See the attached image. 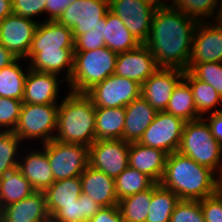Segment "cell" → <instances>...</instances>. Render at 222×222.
<instances>
[{
	"mask_svg": "<svg viewBox=\"0 0 222 222\" xmlns=\"http://www.w3.org/2000/svg\"><path fill=\"white\" fill-rule=\"evenodd\" d=\"M185 71L158 68L142 85L141 96L158 112L165 111L177 83Z\"/></svg>",
	"mask_w": 222,
	"mask_h": 222,
	"instance_id": "obj_16",
	"label": "cell"
},
{
	"mask_svg": "<svg viewBox=\"0 0 222 222\" xmlns=\"http://www.w3.org/2000/svg\"><path fill=\"white\" fill-rule=\"evenodd\" d=\"M186 121L166 111H158L153 122L138 141L141 145L160 149L167 155L177 152Z\"/></svg>",
	"mask_w": 222,
	"mask_h": 222,
	"instance_id": "obj_10",
	"label": "cell"
},
{
	"mask_svg": "<svg viewBox=\"0 0 222 222\" xmlns=\"http://www.w3.org/2000/svg\"><path fill=\"white\" fill-rule=\"evenodd\" d=\"M158 64L145 44L117 54L114 74L142 85L157 69Z\"/></svg>",
	"mask_w": 222,
	"mask_h": 222,
	"instance_id": "obj_17",
	"label": "cell"
},
{
	"mask_svg": "<svg viewBox=\"0 0 222 222\" xmlns=\"http://www.w3.org/2000/svg\"><path fill=\"white\" fill-rule=\"evenodd\" d=\"M220 2L221 3L218 5V12L215 16V22H217L216 24L222 28V0H220Z\"/></svg>",
	"mask_w": 222,
	"mask_h": 222,
	"instance_id": "obj_49",
	"label": "cell"
},
{
	"mask_svg": "<svg viewBox=\"0 0 222 222\" xmlns=\"http://www.w3.org/2000/svg\"><path fill=\"white\" fill-rule=\"evenodd\" d=\"M43 222H54V221H53L52 218L50 217V218H48L47 220H45V221H43Z\"/></svg>",
	"mask_w": 222,
	"mask_h": 222,
	"instance_id": "obj_52",
	"label": "cell"
},
{
	"mask_svg": "<svg viewBox=\"0 0 222 222\" xmlns=\"http://www.w3.org/2000/svg\"><path fill=\"white\" fill-rule=\"evenodd\" d=\"M29 68L39 72L60 74L65 68L66 82L74 69V39L72 30L57 20L38 23L27 58Z\"/></svg>",
	"mask_w": 222,
	"mask_h": 222,
	"instance_id": "obj_2",
	"label": "cell"
},
{
	"mask_svg": "<svg viewBox=\"0 0 222 222\" xmlns=\"http://www.w3.org/2000/svg\"><path fill=\"white\" fill-rule=\"evenodd\" d=\"M21 139L16 136L13 131L0 132V175L8 168L18 166L19 160L16 158L18 155L19 143ZM17 153V154H16Z\"/></svg>",
	"mask_w": 222,
	"mask_h": 222,
	"instance_id": "obj_36",
	"label": "cell"
},
{
	"mask_svg": "<svg viewBox=\"0 0 222 222\" xmlns=\"http://www.w3.org/2000/svg\"><path fill=\"white\" fill-rule=\"evenodd\" d=\"M215 176L214 171L177 151L167 155L159 184L172 190L180 200L200 201L216 193Z\"/></svg>",
	"mask_w": 222,
	"mask_h": 222,
	"instance_id": "obj_3",
	"label": "cell"
},
{
	"mask_svg": "<svg viewBox=\"0 0 222 222\" xmlns=\"http://www.w3.org/2000/svg\"><path fill=\"white\" fill-rule=\"evenodd\" d=\"M95 111L86 93L69 91L58 105L54 140L89 147L95 142Z\"/></svg>",
	"mask_w": 222,
	"mask_h": 222,
	"instance_id": "obj_4",
	"label": "cell"
},
{
	"mask_svg": "<svg viewBox=\"0 0 222 222\" xmlns=\"http://www.w3.org/2000/svg\"><path fill=\"white\" fill-rule=\"evenodd\" d=\"M38 23L16 14L7 16L0 21V43L15 57L26 58Z\"/></svg>",
	"mask_w": 222,
	"mask_h": 222,
	"instance_id": "obj_14",
	"label": "cell"
},
{
	"mask_svg": "<svg viewBox=\"0 0 222 222\" xmlns=\"http://www.w3.org/2000/svg\"><path fill=\"white\" fill-rule=\"evenodd\" d=\"M180 198L169 189L155 183L146 222H170L171 215Z\"/></svg>",
	"mask_w": 222,
	"mask_h": 222,
	"instance_id": "obj_29",
	"label": "cell"
},
{
	"mask_svg": "<svg viewBox=\"0 0 222 222\" xmlns=\"http://www.w3.org/2000/svg\"><path fill=\"white\" fill-rule=\"evenodd\" d=\"M123 140L138 142L153 122L157 111L142 97L134 99L125 107Z\"/></svg>",
	"mask_w": 222,
	"mask_h": 222,
	"instance_id": "obj_22",
	"label": "cell"
},
{
	"mask_svg": "<svg viewBox=\"0 0 222 222\" xmlns=\"http://www.w3.org/2000/svg\"><path fill=\"white\" fill-rule=\"evenodd\" d=\"M13 14L31 18L45 12L46 0H12Z\"/></svg>",
	"mask_w": 222,
	"mask_h": 222,
	"instance_id": "obj_41",
	"label": "cell"
},
{
	"mask_svg": "<svg viewBox=\"0 0 222 222\" xmlns=\"http://www.w3.org/2000/svg\"><path fill=\"white\" fill-rule=\"evenodd\" d=\"M178 152L214 172L217 168L222 172V145L203 118L185 123Z\"/></svg>",
	"mask_w": 222,
	"mask_h": 222,
	"instance_id": "obj_6",
	"label": "cell"
},
{
	"mask_svg": "<svg viewBox=\"0 0 222 222\" xmlns=\"http://www.w3.org/2000/svg\"><path fill=\"white\" fill-rule=\"evenodd\" d=\"M170 222H205L201 200H180L171 215Z\"/></svg>",
	"mask_w": 222,
	"mask_h": 222,
	"instance_id": "obj_38",
	"label": "cell"
},
{
	"mask_svg": "<svg viewBox=\"0 0 222 222\" xmlns=\"http://www.w3.org/2000/svg\"><path fill=\"white\" fill-rule=\"evenodd\" d=\"M219 0H171L172 8L178 9L198 22H206L207 17L214 15ZM172 4V5H171Z\"/></svg>",
	"mask_w": 222,
	"mask_h": 222,
	"instance_id": "obj_35",
	"label": "cell"
},
{
	"mask_svg": "<svg viewBox=\"0 0 222 222\" xmlns=\"http://www.w3.org/2000/svg\"><path fill=\"white\" fill-rule=\"evenodd\" d=\"M3 208L0 205V222H2Z\"/></svg>",
	"mask_w": 222,
	"mask_h": 222,
	"instance_id": "obj_51",
	"label": "cell"
},
{
	"mask_svg": "<svg viewBox=\"0 0 222 222\" xmlns=\"http://www.w3.org/2000/svg\"><path fill=\"white\" fill-rule=\"evenodd\" d=\"M22 104L18 99L0 97V128L4 127V131H14Z\"/></svg>",
	"mask_w": 222,
	"mask_h": 222,
	"instance_id": "obj_39",
	"label": "cell"
},
{
	"mask_svg": "<svg viewBox=\"0 0 222 222\" xmlns=\"http://www.w3.org/2000/svg\"><path fill=\"white\" fill-rule=\"evenodd\" d=\"M155 182L146 174L128 166L116 179L118 200L150 189Z\"/></svg>",
	"mask_w": 222,
	"mask_h": 222,
	"instance_id": "obj_34",
	"label": "cell"
},
{
	"mask_svg": "<svg viewBox=\"0 0 222 222\" xmlns=\"http://www.w3.org/2000/svg\"><path fill=\"white\" fill-rule=\"evenodd\" d=\"M167 154L152 147L130 142L128 153L129 166L146 174L155 183H160L165 170Z\"/></svg>",
	"mask_w": 222,
	"mask_h": 222,
	"instance_id": "obj_21",
	"label": "cell"
},
{
	"mask_svg": "<svg viewBox=\"0 0 222 222\" xmlns=\"http://www.w3.org/2000/svg\"><path fill=\"white\" fill-rule=\"evenodd\" d=\"M27 69L22 102L38 105L57 104L59 75L35 71L29 67Z\"/></svg>",
	"mask_w": 222,
	"mask_h": 222,
	"instance_id": "obj_18",
	"label": "cell"
},
{
	"mask_svg": "<svg viewBox=\"0 0 222 222\" xmlns=\"http://www.w3.org/2000/svg\"><path fill=\"white\" fill-rule=\"evenodd\" d=\"M54 181L80 176L89 165V147L51 140L43 144Z\"/></svg>",
	"mask_w": 222,
	"mask_h": 222,
	"instance_id": "obj_8",
	"label": "cell"
},
{
	"mask_svg": "<svg viewBox=\"0 0 222 222\" xmlns=\"http://www.w3.org/2000/svg\"><path fill=\"white\" fill-rule=\"evenodd\" d=\"M33 192L35 190L22 175L19 166L10 167L0 175V205L2 208L25 199Z\"/></svg>",
	"mask_w": 222,
	"mask_h": 222,
	"instance_id": "obj_26",
	"label": "cell"
},
{
	"mask_svg": "<svg viewBox=\"0 0 222 222\" xmlns=\"http://www.w3.org/2000/svg\"><path fill=\"white\" fill-rule=\"evenodd\" d=\"M86 94L95 107H125L141 96V85L129 78L113 74L95 84Z\"/></svg>",
	"mask_w": 222,
	"mask_h": 222,
	"instance_id": "obj_9",
	"label": "cell"
},
{
	"mask_svg": "<svg viewBox=\"0 0 222 222\" xmlns=\"http://www.w3.org/2000/svg\"><path fill=\"white\" fill-rule=\"evenodd\" d=\"M82 193L92 198L101 207L115 206L118 204L115 179L103 171L91 166L80 175Z\"/></svg>",
	"mask_w": 222,
	"mask_h": 222,
	"instance_id": "obj_19",
	"label": "cell"
},
{
	"mask_svg": "<svg viewBox=\"0 0 222 222\" xmlns=\"http://www.w3.org/2000/svg\"><path fill=\"white\" fill-rule=\"evenodd\" d=\"M103 46H105V41L101 32V21L95 29H90L74 39V52L92 51Z\"/></svg>",
	"mask_w": 222,
	"mask_h": 222,
	"instance_id": "obj_40",
	"label": "cell"
},
{
	"mask_svg": "<svg viewBox=\"0 0 222 222\" xmlns=\"http://www.w3.org/2000/svg\"><path fill=\"white\" fill-rule=\"evenodd\" d=\"M189 84L198 114L207 113L212 107H216L222 98L218 92L206 82L197 79L189 70H186L183 77Z\"/></svg>",
	"mask_w": 222,
	"mask_h": 222,
	"instance_id": "obj_33",
	"label": "cell"
},
{
	"mask_svg": "<svg viewBox=\"0 0 222 222\" xmlns=\"http://www.w3.org/2000/svg\"><path fill=\"white\" fill-rule=\"evenodd\" d=\"M129 148L123 139L96 140L89 146V166L116 179L129 166Z\"/></svg>",
	"mask_w": 222,
	"mask_h": 222,
	"instance_id": "obj_11",
	"label": "cell"
},
{
	"mask_svg": "<svg viewBox=\"0 0 222 222\" xmlns=\"http://www.w3.org/2000/svg\"><path fill=\"white\" fill-rule=\"evenodd\" d=\"M157 6L147 0H109V9L123 21L140 44H145Z\"/></svg>",
	"mask_w": 222,
	"mask_h": 222,
	"instance_id": "obj_12",
	"label": "cell"
},
{
	"mask_svg": "<svg viewBox=\"0 0 222 222\" xmlns=\"http://www.w3.org/2000/svg\"><path fill=\"white\" fill-rule=\"evenodd\" d=\"M219 175V176H218ZM216 178V195L222 200V172L217 174Z\"/></svg>",
	"mask_w": 222,
	"mask_h": 222,
	"instance_id": "obj_48",
	"label": "cell"
},
{
	"mask_svg": "<svg viewBox=\"0 0 222 222\" xmlns=\"http://www.w3.org/2000/svg\"><path fill=\"white\" fill-rule=\"evenodd\" d=\"M75 1L76 0H46L45 13H49L48 20H57Z\"/></svg>",
	"mask_w": 222,
	"mask_h": 222,
	"instance_id": "obj_44",
	"label": "cell"
},
{
	"mask_svg": "<svg viewBox=\"0 0 222 222\" xmlns=\"http://www.w3.org/2000/svg\"><path fill=\"white\" fill-rule=\"evenodd\" d=\"M82 193L80 176L54 181L45 191L46 205L52 217L63 205H70Z\"/></svg>",
	"mask_w": 222,
	"mask_h": 222,
	"instance_id": "obj_25",
	"label": "cell"
},
{
	"mask_svg": "<svg viewBox=\"0 0 222 222\" xmlns=\"http://www.w3.org/2000/svg\"><path fill=\"white\" fill-rule=\"evenodd\" d=\"M203 62H222V28L207 21L198 22L195 27L187 70Z\"/></svg>",
	"mask_w": 222,
	"mask_h": 222,
	"instance_id": "obj_15",
	"label": "cell"
},
{
	"mask_svg": "<svg viewBox=\"0 0 222 222\" xmlns=\"http://www.w3.org/2000/svg\"><path fill=\"white\" fill-rule=\"evenodd\" d=\"M101 32L105 46L117 54L136 49L140 45L120 17L111 10L101 20Z\"/></svg>",
	"mask_w": 222,
	"mask_h": 222,
	"instance_id": "obj_24",
	"label": "cell"
},
{
	"mask_svg": "<svg viewBox=\"0 0 222 222\" xmlns=\"http://www.w3.org/2000/svg\"><path fill=\"white\" fill-rule=\"evenodd\" d=\"M152 198V187L118 201L124 222H146Z\"/></svg>",
	"mask_w": 222,
	"mask_h": 222,
	"instance_id": "obj_32",
	"label": "cell"
},
{
	"mask_svg": "<svg viewBox=\"0 0 222 222\" xmlns=\"http://www.w3.org/2000/svg\"><path fill=\"white\" fill-rule=\"evenodd\" d=\"M198 21L169 3L157 6L145 45L159 68L186 71L192 51V40Z\"/></svg>",
	"mask_w": 222,
	"mask_h": 222,
	"instance_id": "obj_1",
	"label": "cell"
},
{
	"mask_svg": "<svg viewBox=\"0 0 222 222\" xmlns=\"http://www.w3.org/2000/svg\"><path fill=\"white\" fill-rule=\"evenodd\" d=\"M58 104L23 103L14 133L21 141L39 139L42 144L54 139L57 129Z\"/></svg>",
	"mask_w": 222,
	"mask_h": 222,
	"instance_id": "obj_7",
	"label": "cell"
},
{
	"mask_svg": "<svg viewBox=\"0 0 222 222\" xmlns=\"http://www.w3.org/2000/svg\"><path fill=\"white\" fill-rule=\"evenodd\" d=\"M21 58H17L10 65L0 70V97L18 99L22 101L26 72L19 65Z\"/></svg>",
	"mask_w": 222,
	"mask_h": 222,
	"instance_id": "obj_31",
	"label": "cell"
},
{
	"mask_svg": "<svg viewBox=\"0 0 222 222\" xmlns=\"http://www.w3.org/2000/svg\"><path fill=\"white\" fill-rule=\"evenodd\" d=\"M95 141L101 139H123L125 108L96 107Z\"/></svg>",
	"mask_w": 222,
	"mask_h": 222,
	"instance_id": "obj_27",
	"label": "cell"
},
{
	"mask_svg": "<svg viewBox=\"0 0 222 222\" xmlns=\"http://www.w3.org/2000/svg\"><path fill=\"white\" fill-rule=\"evenodd\" d=\"M89 222H124L118 206L101 207Z\"/></svg>",
	"mask_w": 222,
	"mask_h": 222,
	"instance_id": "obj_43",
	"label": "cell"
},
{
	"mask_svg": "<svg viewBox=\"0 0 222 222\" xmlns=\"http://www.w3.org/2000/svg\"><path fill=\"white\" fill-rule=\"evenodd\" d=\"M190 72L197 79L209 83L222 98V62L198 63Z\"/></svg>",
	"mask_w": 222,
	"mask_h": 222,
	"instance_id": "obj_37",
	"label": "cell"
},
{
	"mask_svg": "<svg viewBox=\"0 0 222 222\" xmlns=\"http://www.w3.org/2000/svg\"><path fill=\"white\" fill-rule=\"evenodd\" d=\"M205 222H222V200L216 195L201 200Z\"/></svg>",
	"mask_w": 222,
	"mask_h": 222,
	"instance_id": "obj_42",
	"label": "cell"
},
{
	"mask_svg": "<svg viewBox=\"0 0 222 222\" xmlns=\"http://www.w3.org/2000/svg\"><path fill=\"white\" fill-rule=\"evenodd\" d=\"M100 208L92 198L81 193L78 200L63 205L51 218L54 222H89Z\"/></svg>",
	"mask_w": 222,
	"mask_h": 222,
	"instance_id": "obj_30",
	"label": "cell"
},
{
	"mask_svg": "<svg viewBox=\"0 0 222 222\" xmlns=\"http://www.w3.org/2000/svg\"><path fill=\"white\" fill-rule=\"evenodd\" d=\"M13 14L12 0H0V21Z\"/></svg>",
	"mask_w": 222,
	"mask_h": 222,
	"instance_id": "obj_47",
	"label": "cell"
},
{
	"mask_svg": "<svg viewBox=\"0 0 222 222\" xmlns=\"http://www.w3.org/2000/svg\"><path fill=\"white\" fill-rule=\"evenodd\" d=\"M109 0H76L57 19L72 30L73 39L95 29L109 11Z\"/></svg>",
	"mask_w": 222,
	"mask_h": 222,
	"instance_id": "obj_13",
	"label": "cell"
},
{
	"mask_svg": "<svg viewBox=\"0 0 222 222\" xmlns=\"http://www.w3.org/2000/svg\"><path fill=\"white\" fill-rule=\"evenodd\" d=\"M24 158L18 162L22 175L30 182L35 191H45L54 182L45 149L43 148L41 152L38 150L29 152Z\"/></svg>",
	"mask_w": 222,
	"mask_h": 222,
	"instance_id": "obj_23",
	"label": "cell"
},
{
	"mask_svg": "<svg viewBox=\"0 0 222 222\" xmlns=\"http://www.w3.org/2000/svg\"><path fill=\"white\" fill-rule=\"evenodd\" d=\"M147 1H149V2H151V3H153L155 6H162V5H165V4H167V2L166 1H169V0H147Z\"/></svg>",
	"mask_w": 222,
	"mask_h": 222,
	"instance_id": "obj_50",
	"label": "cell"
},
{
	"mask_svg": "<svg viewBox=\"0 0 222 222\" xmlns=\"http://www.w3.org/2000/svg\"><path fill=\"white\" fill-rule=\"evenodd\" d=\"M16 59L17 57L0 43V70L13 63Z\"/></svg>",
	"mask_w": 222,
	"mask_h": 222,
	"instance_id": "obj_46",
	"label": "cell"
},
{
	"mask_svg": "<svg viewBox=\"0 0 222 222\" xmlns=\"http://www.w3.org/2000/svg\"><path fill=\"white\" fill-rule=\"evenodd\" d=\"M210 115V117L202 118L205 121H209H207V124L210 127L212 135L222 145V108L215 109V111H212Z\"/></svg>",
	"mask_w": 222,
	"mask_h": 222,
	"instance_id": "obj_45",
	"label": "cell"
},
{
	"mask_svg": "<svg viewBox=\"0 0 222 222\" xmlns=\"http://www.w3.org/2000/svg\"><path fill=\"white\" fill-rule=\"evenodd\" d=\"M117 53L106 46L74 52V69L68 81L70 91L86 93L95 84L114 74Z\"/></svg>",
	"mask_w": 222,
	"mask_h": 222,
	"instance_id": "obj_5",
	"label": "cell"
},
{
	"mask_svg": "<svg viewBox=\"0 0 222 222\" xmlns=\"http://www.w3.org/2000/svg\"><path fill=\"white\" fill-rule=\"evenodd\" d=\"M48 218L44 191H35L25 199L5 206L2 222H43Z\"/></svg>",
	"mask_w": 222,
	"mask_h": 222,
	"instance_id": "obj_20",
	"label": "cell"
},
{
	"mask_svg": "<svg viewBox=\"0 0 222 222\" xmlns=\"http://www.w3.org/2000/svg\"><path fill=\"white\" fill-rule=\"evenodd\" d=\"M165 111L186 122L202 118L195 107L192 90L184 78L175 86Z\"/></svg>",
	"mask_w": 222,
	"mask_h": 222,
	"instance_id": "obj_28",
	"label": "cell"
}]
</instances>
